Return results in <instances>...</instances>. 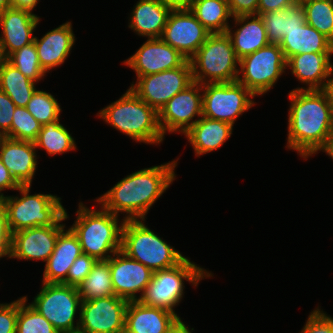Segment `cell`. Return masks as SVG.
Returning <instances> with one entry per match:
<instances>
[{
  "instance_id": "7402d4cb",
  "label": "cell",
  "mask_w": 333,
  "mask_h": 333,
  "mask_svg": "<svg viewBox=\"0 0 333 333\" xmlns=\"http://www.w3.org/2000/svg\"><path fill=\"white\" fill-rule=\"evenodd\" d=\"M181 317L167 310L129 301L125 313L127 333H170Z\"/></svg>"
},
{
  "instance_id": "8fae6325",
  "label": "cell",
  "mask_w": 333,
  "mask_h": 333,
  "mask_svg": "<svg viewBox=\"0 0 333 333\" xmlns=\"http://www.w3.org/2000/svg\"><path fill=\"white\" fill-rule=\"evenodd\" d=\"M254 97L249 89L237 81L204 83L202 116L234 126L236 119L256 104Z\"/></svg>"
},
{
  "instance_id": "3957f363",
  "label": "cell",
  "mask_w": 333,
  "mask_h": 333,
  "mask_svg": "<svg viewBox=\"0 0 333 333\" xmlns=\"http://www.w3.org/2000/svg\"><path fill=\"white\" fill-rule=\"evenodd\" d=\"M76 220L69 228L77 236L82 252L97 261L108 260L121 250L122 228L125 220L102 206L100 210L89 209L84 203L78 204ZM121 222V223H120Z\"/></svg>"
},
{
  "instance_id": "bcb514c9",
  "label": "cell",
  "mask_w": 333,
  "mask_h": 333,
  "mask_svg": "<svg viewBox=\"0 0 333 333\" xmlns=\"http://www.w3.org/2000/svg\"><path fill=\"white\" fill-rule=\"evenodd\" d=\"M21 185L14 179L10 171L3 164L0 159V198L4 196V193H1L4 190L12 189L17 190Z\"/></svg>"
},
{
  "instance_id": "f546056e",
  "label": "cell",
  "mask_w": 333,
  "mask_h": 333,
  "mask_svg": "<svg viewBox=\"0 0 333 333\" xmlns=\"http://www.w3.org/2000/svg\"><path fill=\"white\" fill-rule=\"evenodd\" d=\"M37 83L26 77L7 60L0 69V90L4 91L17 107H27L37 90Z\"/></svg>"
},
{
  "instance_id": "836d02e7",
  "label": "cell",
  "mask_w": 333,
  "mask_h": 333,
  "mask_svg": "<svg viewBox=\"0 0 333 333\" xmlns=\"http://www.w3.org/2000/svg\"><path fill=\"white\" fill-rule=\"evenodd\" d=\"M301 4L306 23L333 43V0H305Z\"/></svg>"
},
{
  "instance_id": "ffe728a7",
  "label": "cell",
  "mask_w": 333,
  "mask_h": 333,
  "mask_svg": "<svg viewBox=\"0 0 333 333\" xmlns=\"http://www.w3.org/2000/svg\"><path fill=\"white\" fill-rule=\"evenodd\" d=\"M332 54L312 52L290 57L286 61V69H290L292 75L307 87L298 86L295 90L328 89L333 69Z\"/></svg>"
},
{
  "instance_id": "1f68e13d",
  "label": "cell",
  "mask_w": 333,
  "mask_h": 333,
  "mask_svg": "<svg viewBox=\"0 0 333 333\" xmlns=\"http://www.w3.org/2000/svg\"><path fill=\"white\" fill-rule=\"evenodd\" d=\"M34 143L36 148L44 149L50 156L77 149L72 134L60 123V119L43 125Z\"/></svg>"
},
{
  "instance_id": "484cf974",
  "label": "cell",
  "mask_w": 333,
  "mask_h": 333,
  "mask_svg": "<svg viewBox=\"0 0 333 333\" xmlns=\"http://www.w3.org/2000/svg\"><path fill=\"white\" fill-rule=\"evenodd\" d=\"M232 132L233 125L201 116L184 136L192 145L195 156L200 157L222 147Z\"/></svg>"
},
{
  "instance_id": "74e56055",
  "label": "cell",
  "mask_w": 333,
  "mask_h": 333,
  "mask_svg": "<svg viewBox=\"0 0 333 333\" xmlns=\"http://www.w3.org/2000/svg\"><path fill=\"white\" fill-rule=\"evenodd\" d=\"M41 127L26 107L16 106L11 123L12 139L35 142Z\"/></svg>"
},
{
  "instance_id": "c3c4849f",
  "label": "cell",
  "mask_w": 333,
  "mask_h": 333,
  "mask_svg": "<svg viewBox=\"0 0 333 333\" xmlns=\"http://www.w3.org/2000/svg\"><path fill=\"white\" fill-rule=\"evenodd\" d=\"M40 0H12V8L26 10L33 13Z\"/></svg>"
},
{
  "instance_id": "d590c367",
  "label": "cell",
  "mask_w": 333,
  "mask_h": 333,
  "mask_svg": "<svg viewBox=\"0 0 333 333\" xmlns=\"http://www.w3.org/2000/svg\"><path fill=\"white\" fill-rule=\"evenodd\" d=\"M26 108L42 126L60 119L62 112L56 98L43 90L34 92Z\"/></svg>"
},
{
  "instance_id": "4dcf8cb0",
  "label": "cell",
  "mask_w": 333,
  "mask_h": 333,
  "mask_svg": "<svg viewBox=\"0 0 333 333\" xmlns=\"http://www.w3.org/2000/svg\"><path fill=\"white\" fill-rule=\"evenodd\" d=\"M211 33H226L232 16L227 0H202L189 9Z\"/></svg>"
},
{
  "instance_id": "f35d334b",
  "label": "cell",
  "mask_w": 333,
  "mask_h": 333,
  "mask_svg": "<svg viewBox=\"0 0 333 333\" xmlns=\"http://www.w3.org/2000/svg\"><path fill=\"white\" fill-rule=\"evenodd\" d=\"M97 260L87 254L82 253L74 261L68 271L67 279L62 283L69 286H79L91 272Z\"/></svg>"
},
{
  "instance_id": "e575fe53",
  "label": "cell",
  "mask_w": 333,
  "mask_h": 333,
  "mask_svg": "<svg viewBox=\"0 0 333 333\" xmlns=\"http://www.w3.org/2000/svg\"><path fill=\"white\" fill-rule=\"evenodd\" d=\"M27 299V296L18 298L16 333H60L45 317L27 303Z\"/></svg>"
},
{
  "instance_id": "db71d44e",
  "label": "cell",
  "mask_w": 333,
  "mask_h": 333,
  "mask_svg": "<svg viewBox=\"0 0 333 333\" xmlns=\"http://www.w3.org/2000/svg\"><path fill=\"white\" fill-rule=\"evenodd\" d=\"M5 57L3 55V52H2V48L0 47V69H1V66H2V63L5 61Z\"/></svg>"
},
{
  "instance_id": "5b68a950",
  "label": "cell",
  "mask_w": 333,
  "mask_h": 333,
  "mask_svg": "<svg viewBox=\"0 0 333 333\" xmlns=\"http://www.w3.org/2000/svg\"><path fill=\"white\" fill-rule=\"evenodd\" d=\"M32 185H21L16 191L21 195L0 198L6 209L11 233L51 225H65L69 214L62 205L61 197L54 194L35 193L30 195Z\"/></svg>"
},
{
  "instance_id": "f5cc1de1",
  "label": "cell",
  "mask_w": 333,
  "mask_h": 333,
  "mask_svg": "<svg viewBox=\"0 0 333 333\" xmlns=\"http://www.w3.org/2000/svg\"><path fill=\"white\" fill-rule=\"evenodd\" d=\"M331 95V98L333 100V69H332V72H331V76H330V82H329V86H328V89H327Z\"/></svg>"
},
{
  "instance_id": "8992f818",
  "label": "cell",
  "mask_w": 333,
  "mask_h": 333,
  "mask_svg": "<svg viewBox=\"0 0 333 333\" xmlns=\"http://www.w3.org/2000/svg\"><path fill=\"white\" fill-rule=\"evenodd\" d=\"M209 277H213L211 271L197 266L190 261V258L185 257L174 267L154 271L150 283L138 301L144 305L161 308L177 315L174 309L183 299L184 280L197 287L202 279Z\"/></svg>"
},
{
  "instance_id": "8d00e7d4",
  "label": "cell",
  "mask_w": 333,
  "mask_h": 333,
  "mask_svg": "<svg viewBox=\"0 0 333 333\" xmlns=\"http://www.w3.org/2000/svg\"><path fill=\"white\" fill-rule=\"evenodd\" d=\"M6 60L34 82L38 83L47 74L39 63L34 41L12 53Z\"/></svg>"
},
{
  "instance_id": "d6a6232c",
  "label": "cell",
  "mask_w": 333,
  "mask_h": 333,
  "mask_svg": "<svg viewBox=\"0 0 333 333\" xmlns=\"http://www.w3.org/2000/svg\"><path fill=\"white\" fill-rule=\"evenodd\" d=\"M81 300H92L115 295L108 260H99L92 267L85 280L77 286Z\"/></svg>"
},
{
  "instance_id": "4316f807",
  "label": "cell",
  "mask_w": 333,
  "mask_h": 333,
  "mask_svg": "<svg viewBox=\"0 0 333 333\" xmlns=\"http://www.w3.org/2000/svg\"><path fill=\"white\" fill-rule=\"evenodd\" d=\"M170 11L159 0H138L132 9L128 27L138 36L161 38Z\"/></svg>"
},
{
  "instance_id": "e0dca14e",
  "label": "cell",
  "mask_w": 333,
  "mask_h": 333,
  "mask_svg": "<svg viewBox=\"0 0 333 333\" xmlns=\"http://www.w3.org/2000/svg\"><path fill=\"white\" fill-rule=\"evenodd\" d=\"M187 60L179 51L161 38H150L122 63L134 70L138 78L175 69L182 66Z\"/></svg>"
},
{
  "instance_id": "b9f144b4",
  "label": "cell",
  "mask_w": 333,
  "mask_h": 333,
  "mask_svg": "<svg viewBox=\"0 0 333 333\" xmlns=\"http://www.w3.org/2000/svg\"><path fill=\"white\" fill-rule=\"evenodd\" d=\"M18 299L0 303V333H16Z\"/></svg>"
},
{
  "instance_id": "6da1fadb",
  "label": "cell",
  "mask_w": 333,
  "mask_h": 333,
  "mask_svg": "<svg viewBox=\"0 0 333 333\" xmlns=\"http://www.w3.org/2000/svg\"><path fill=\"white\" fill-rule=\"evenodd\" d=\"M288 99L290 108L285 147L307 160L328 143L333 130V101L327 89H293Z\"/></svg>"
},
{
  "instance_id": "5bb4252c",
  "label": "cell",
  "mask_w": 333,
  "mask_h": 333,
  "mask_svg": "<svg viewBox=\"0 0 333 333\" xmlns=\"http://www.w3.org/2000/svg\"><path fill=\"white\" fill-rule=\"evenodd\" d=\"M196 116H202V84L193 82L159 110V128L164 137L166 133L185 134L198 120Z\"/></svg>"
},
{
  "instance_id": "ee69618b",
  "label": "cell",
  "mask_w": 333,
  "mask_h": 333,
  "mask_svg": "<svg viewBox=\"0 0 333 333\" xmlns=\"http://www.w3.org/2000/svg\"><path fill=\"white\" fill-rule=\"evenodd\" d=\"M233 17L257 14L259 0H227Z\"/></svg>"
},
{
  "instance_id": "4fadbf2b",
  "label": "cell",
  "mask_w": 333,
  "mask_h": 333,
  "mask_svg": "<svg viewBox=\"0 0 333 333\" xmlns=\"http://www.w3.org/2000/svg\"><path fill=\"white\" fill-rule=\"evenodd\" d=\"M128 303V300L116 295L82 300L78 332L122 333L125 331Z\"/></svg>"
},
{
  "instance_id": "60d3db41",
  "label": "cell",
  "mask_w": 333,
  "mask_h": 333,
  "mask_svg": "<svg viewBox=\"0 0 333 333\" xmlns=\"http://www.w3.org/2000/svg\"><path fill=\"white\" fill-rule=\"evenodd\" d=\"M16 105L10 97L0 90V137L11 138V123Z\"/></svg>"
},
{
  "instance_id": "11a10c76",
  "label": "cell",
  "mask_w": 333,
  "mask_h": 333,
  "mask_svg": "<svg viewBox=\"0 0 333 333\" xmlns=\"http://www.w3.org/2000/svg\"><path fill=\"white\" fill-rule=\"evenodd\" d=\"M191 1V5L196 3V2H199V1H202V0H190Z\"/></svg>"
},
{
  "instance_id": "9c48e42d",
  "label": "cell",
  "mask_w": 333,
  "mask_h": 333,
  "mask_svg": "<svg viewBox=\"0 0 333 333\" xmlns=\"http://www.w3.org/2000/svg\"><path fill=\"white\" fill-rule=\"evenodd\" d=\"M81 301L75 286L42 283L40 292L29 304L60 333H75L78 332L80 322V315L77 314H80Z\"/></svg>"
},
{
  "instance_id": "7dc6e473",
  "label": "cell",
  "mask_w": 333,
  "mask_h": 333,
  "mask_svg": "<svg viewBox=\"0 0 333 333\" xmlns=\"http://www.w3.org/2000/svg\"><path fill=\"white\" fill-rule=\"evenodd\" d=\"M170 10H188L191 7L190 0H159Z\"/></svg>"
},
{
  "instance_id": "603a6c76",
  "label": "cell",
  "mask_w": 333,
  "mask_h": 333,
  "mask_svg": "<svg viewBox=\"0 0 333 333\" xmlns=\"http://www.w3.org/2000/svg\"><path fill=\"white\" fill-rule=\"evenodd\" d=\"M72 28V23L67 21L47 32L40 39L34 37L38 60L46 73L64 64L71 54L76 40Z\"/></svg>"
},
{
  "instance_id": "9a60e30c",
  "label": "cell",
  "mask_w": 333,
  "mask_h": 333,
  "mask_svg": "<svg viewBox=\"0 0 333 333\" xmlns=\"http://www.w3.org/2000/svg\"><path fill=\"white\" fill-rule=\"evenodd\" d=\"M210 34L189 9L171 10L161 39L189 60Z\"/></svg>"
},
{
  "instance_id": "816d5d0a",
  "label": "cell",
  "mask_w": 333,
  "mask_h": 333,
  "mask_svg": "<svg viewBox=\"0 0 333 333\" xmlns=\"http://www.w3.org/2000/svg\"><path fill=\"white\" fill-rule=\"evenodd\" d=\"M12 7V0H0V13Z\"/></svg>"
},
{
  "instance_id": "52a82bcc",
  "label": "cell",
  "mask_w": 333,
  "mask_h": 333,
  "mask_svg": "<svg viewBox=\"0 0 333 333\" xmlns=\"http://www.w3.org/2000/svg\"><path fill=\"white\" fill-rule=\"evenodd\" d=\"M145 220H125L121 251L153 272L176 266L185 256L146 226Z\"/></svg>"
},
{
  "instance_id": "ac0fdd59",
  "label": "cell",
  "mask_w": 333,
  "mask_h": 333,
  "mask_svg": "<svg viewBox=\"0 0 333 333\" xmlns=\"http://www.w3.org/2000/svg\"><path fill=\"white\" fill-rule=\"evenodd\" d=\"M65 225L38 226L12 233L9 259L46 262L55 249L59 233Z\"/></svg>"
},
{
  "instance_id": "7a4b0ae2",
  "label": "cell",
  "mask_w": 333,
  "mask_h": 333,
  "mask_svg": "<svg viewBox=\"0 0 333 333\" xmlns=\"http://www.w3.org/2000/svg\"><path fill=\"white\" fill-rule=\"evenodd\" d=\"M178 160L135 171L94 201L114 215L126 213L124 220L145 219L153 204L175 180Z\"/></svg>"
},
{
  "instance_id": "7bdbcfd3",
  "label": "cell",
  "mask_w": 333,
  "mask_h": 333,
  "mask_svg": "<svg viewBox=\"0 0 333 333\" xmlns=\"http://www.w3.org/2000/svg\"><path fill=\"white\" fill-rule=\"evenodd\" d=\"M11 245L12 233L8 225L6 209L0 199V258H9Z\"/></svg>"
},
{
  "instance_id": "cb8c5ba5",
  "label": "cell",
  "mask_w": 333,
  "mask_h": 333,
  "mask_svg": "<svg viewBox=\"0 0 333 333\" xmlns=\"http://www.w3.org/2000/svg\"><path fill=\"white\" fill-rule=\"evenodd\" d=\"M233 21L234 28L240 27L232 30L233 26H229L226 33L239 60L269 44L260 15H239L233 17Z\"/></svg>"
},
{
  "instance_id": "f1b7e54d",
  "label": "cell",
  "mask_w": 333,
  "mask_h": 333,
  "mask_svg": "<svg viewBox=\"0 0 333 333\" xmlns=\"http://www.w3.org/2000/svg\"><path fill=\"white\" fill-rule=\"evenodd\" d=\"M260 16L267 31L268 42L272 44H279L286 33L306 23L302 4L297 2L286 9L262 13Z\"/></svg>"
},
{
  "instance_id": "681fc988",
  "label": "cell",
  "mask_w": 333,
  "mask_h": 333,
  "mask_svg": "<svg viewBox=\"0 0 333 333\" xmlns=\"http://www.w3.org/2000/svg\"><path fill=\"white\" fill-rule=\"evenodd\" d=\"M188 326L189 325H186L181 319L170 333H192L194 328H189Z\"/></svg>"
},
{
  "instance_id": "ab89813d",
  "label": "cell",
  "mask_w": 333,
  "mask_h": 333,
  "mask_svg": "<svg viewBox=\"0 0 333 333\" xmlns=\"http://www.w3.org/2000/svg\"><path fill=\"white\" fill-rule=\"evenodd\" d=\"M300 333H333V318L318 306L309 314Z\"/></svg>"
},
{
  "instance_id": "83f0119b",
  "label": "cell",
  "mask_w": 333,
  "mask_h": 333,
  "mask_svg": "<svg viewBox=\"0 0 333 333\" xmlns=\"http://www.w3.org/2000/svg\"><path fill=\"white\" fill-rule=\"evenodd\" d=\"M279 46L286 61L303 53H333V43L307 23L286 33Z\"/></svg>"
},
{
  "instance_id": "ba28073f",
  "label": "cell",
  "mask_w": 333,
  "mask_h": 333,
  "mask_svg": "<svg viewBox=\"0 0 333 333\" xmlns=\"http://www.w3.org/2000/svg\"><path fill=\"white\" fill-rule=\"evenodd\" d=\"M189 61L194 82L204 84L237 80L239 59L227 33L210 34Z\"/></svg>"
},
{
  "instance_id": "d6986e66",
  "label": "cell",
  "mask_w": 333,
  "mask_h": 333,
  "mask_svg": "<svg viewBox=\"0 0 333 333\" xmlns=\"http://www.w3.org/2000/svg\"><path fill=\"white\" fill-rule=\"evenodd\" d=\"M40 20L34 13L12 7L0 13V47L5 59L34 41L33 32Z\"/></svg>"
},
{
  "instance_id": "9f6ffc18",
  "label": "cell",
  "mask_w": 333,
  "mask_h": 333,
  "mask_svg": "<svg viewBox=\"0 0 333 333\" xmlns=\"http://www.w3.org/2000/svg\"><path fill=\"white\" fill-rule=\"evenodd\" d=\"M294 1L297 2V3H301V2H303L305 0H294Z\"/></svg>"
},
{
  "instance_id": "2e32d148",
  "label": "cell",
  "mask_w": 333,
  "mask_h": 333,
  "mask_svg": "<svg viewBox=\"0 0 333 333\" xmlns=\"http://www.w3.org/2000/svg\"><path fill=\"white\" fill-rule=\"evenodd\" d=\"M109 265L115 295L128 301L139 300L150 283L153 271L121 250L109 258Z\"/></svg>"
},
{
  "instance_id": "d4e9b609",
  "label": "cell",
  "mask_w": 333,
  "mask_h": 333,
  "mask_svg": "<svg viewBox=\"0 0 333 333\" xmlns=\"http://www.w3.org/2000/svg\"><path fill=\"white\" fill-rule=\"evenodd\" d=\"M77 236L70 228L59 233L53 253L45 262L42 283H63L74 261L82 254Z\"/></svg>"
},
{
  "instance_id": "7c38bea8",
  "label": "cell",
  "mask_w": 333,
  "mask_h": 333,
  "mask_svg": "<svg viewBox=\"0 0 333 333\" xmlns=\"http://www.w3.org/2000/svg\"><path fill=\"white\" fill-rule=\"evenodd\" d=\"M190 61L175 69L140 76L130 89L157 112L177 93L193 83Z\"/></svg>"
},
{
  "instance_id": "277c9868",
  "label": "cell",
  "mask_w": 333,
  "mask_h": 333,
  "mask_svg": "<svg viewBox=\"0 0 333 333\" xmlns=\"http://www.w3.org/2000/svg\"><path fill=\"white\" fill-rule=\"evenodd\" d=\"M97 116L136 143L159 145L165 139L159 128L158 112L130 88L118 100L101 109Z\"/></svg>"
},
{
  "instance_id": "f6af8a7d",
  "label": "cell",
  "mask_w": 333,
  "mask_h": 333,
  "mask_svg": "<svg viewBox=\"0 0 333 333\" xmlns=\"http://www.w3.org/2000/svg\"><path fill=\"white\" fill-rule=\"evenodd\" d=\"M295 3L294 0H259L257 15L272 12L276 10L286 9Z\"/></svg>"
},
{
  "instance_id": "30bf717a",
  "label": "cell",
  "mask_w": 333,
  "mask_h": 333,
  "mask_svg": "<svg viewBox=\"0 0 333 333\" xmlns=\"http://www.w3.org/2000/svg\"><path fill=\"white\" fill-rule=\"evenodd\" d=\"M286 70V60L279 44L265 47L239 60L237 82L243 84L255 96L269 92Z\"/></svg>"
},
{
  "instance_id": "f907efd6",
  "label": "cell",
  "mask_w": 333,
  "mask_h": 333,
  "mask_svg": "<svg viewBox=\"0 0 333 333\" xmlns=\"http://www.w3.org/2000/svg\"><path fill=\"white\" fill-rule=\"evenodd\" d=\"M322 152H325L326 155L330 156V158L333 160V130L331 131L328 143Z\"/></svg>"
},
{
  "instance_id": "44dd1931",
  "label": "cell",
  "mask_w": 333,
  "mask_h": 333,
  "mask_svg": "<svg viewBox=\"0 0 333 333\" xmlns=\"http://www.w3.org/2000/svg\"><path fill=\"white\" fill-rule=\"evenodd\" d=\"M34 142L0 137V159L20 185H31L37 165Z\"/></svg>"
}]
</instances>
